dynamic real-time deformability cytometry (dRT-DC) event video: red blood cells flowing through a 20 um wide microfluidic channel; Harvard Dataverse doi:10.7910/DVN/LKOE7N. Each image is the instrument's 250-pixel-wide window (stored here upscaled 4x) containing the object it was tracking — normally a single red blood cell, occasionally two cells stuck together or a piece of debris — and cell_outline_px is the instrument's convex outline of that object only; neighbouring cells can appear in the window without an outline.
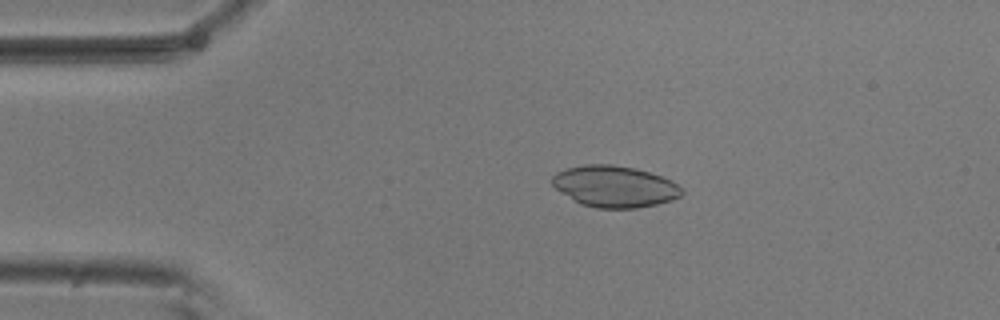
{"species": "common noctule bat (a hibernating species)", "species_latin": "Nyctalus noctula", "temperature_condition": "room temperature", "stored_images_in_passage": 8, "camera_frame_rate_fps": 3000, "um_per_image_px": 0.085, "animal": {"sex": "male", "body_mass_g": 20.5, "forearm_length_mm": 52.5}, "frame": {"image": 1, "passage_image": 3, "time_ms": 0.667, "image_size_px": [1000, 320], "cell_outline_px": [[684, 192], [680, 196], [672, 200], [656, 204], [636, 208], [596, 208], [580, 204], [556, 188], [552, 184], [552, 176], [556, 172], [564, 168], [584, 164], [612, 164], [632, 168], [648, 172], [660, 176], [676, 184]], "centroid_in_image_um": [52.2, 15.84], "position_along_channel_um": 32.8, "area_um2": 31.04}}
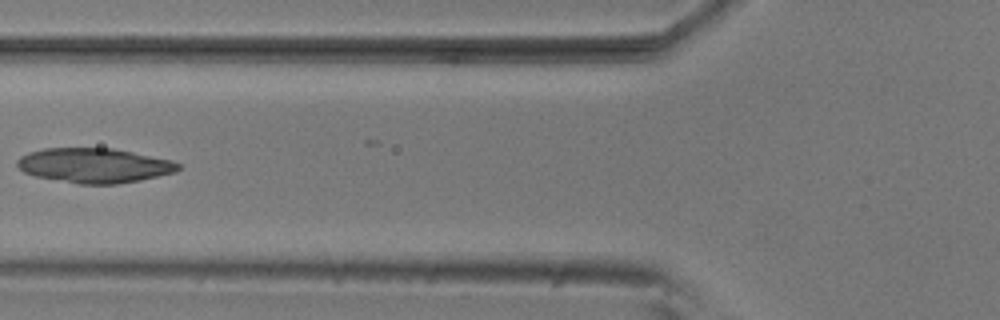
{"frame": {"image": 2, "passage_image": 6, "time_ms": 1.667, "image_size_px": [1000, 320], "cell_outline_px": [[180, 168], [176, 172], [140, 180], [116, 184], [76, 184], [36, 176], [24, 172], [16, 164], [16, 160], [20, 156], [28, 152], [44, 148], [112, 148], [172, 160], [180, 164]], "centroid_in_image_um": [8.0, 14.06], "position_along_channel_um": 117.8, "area_um2": 32.6}}
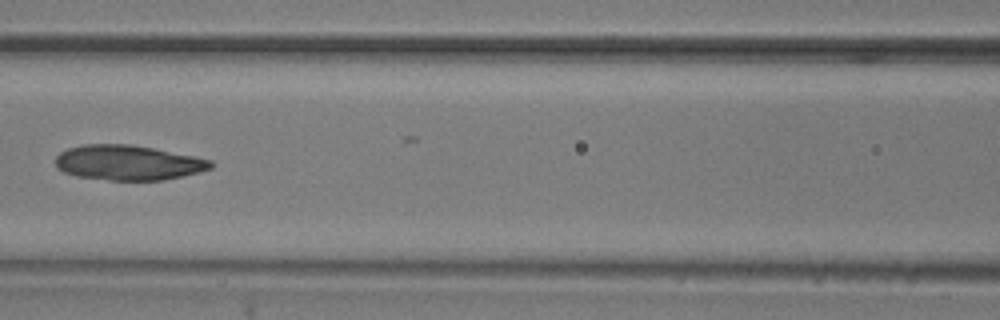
{"frame": {"image": 3, "passage_image": 7, "time_ms": 2.0, "image_size_px": [1000, 320], "cell_outline_px": [[212, 168], [164, 180], [108, 180], [76, 176], [64, 172], [56, 168], [56, 156], [60, 152], [68, 148], [84, 144], [132, 144], [196, 156], [212, 160]], "centroid_in_image_um": [10.86, 13.82], "position_along_channel_um": 155.7, "area_um2": 31.67}}